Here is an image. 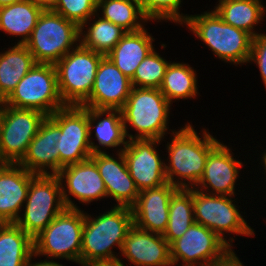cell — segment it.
I'll return each mask as SVG.
<instances>
[{
  "label": "cell",
  "instance_id": "obj_1",
  "mask_svg": "<svg viewBox=\"0 0 266 266\" xmlns=\"http://www.w3.org/2000/svg\"><path fill=\"white\" fill-rule=\"evenodd\" d=\"M188 122L181 129L172 130L171 142H167L165 162L167 182L177 188H194L203 175L209 152L220 142L206 129L196 132ZM187 181V182H186Z\"/></svg>",
  "mask_w": 266,
  "mask_h": 266
},
{
  "label": "cell",
  "instance_id": "obj_2",
  "mask_svg": "<svg viewBox=\"0 0 266 266\" xmlns=\"http://www.w3.org/2000/svg\"><path fill=\"white\" fill-rule=\"evenodd\" d=\"M134 225L132 208L115 206L96 218L84 211L80 264L114 260V247L121 253L123 242Z\"/></svg>",
  "mask_w": 266,
  "mask_h": 266
},
{
  "label": "cell",
  "instance_id": "obj_3",
  "mask_svg": "<svg viewBox=\"0 0 266 266\" xmlns=\"http://www.w3.org/2000/svg\"><path fill=\"white\" fill-rule=\"evenodd\" d=\"M216 57L235 65L247 64L253 37L244 30L225 23L215 10L189 15L183 23Z\"/></svg>",
  "mask_w": 266,
  "mask_h": 266
},
{
  "label": "cell",
  "instance_id": "obj_4",
  "mask_svg": "<svg viewBox=\"0 0 266 266\" xmlns=\"http://www.w3.org/2000/svg\"><path fill=\"white\" fill-rule=\"evenodd\" d=\"M172 104L158 88L132 87L131 93L121 109L127 140H163L169 129ZM136 134H129L128 128ZM168 126V127H167Z\"/></svg>",
  "mask_w": 266,
  "mask_h": 266
},
{
  "label": "cell",
  "instance_id": "obj_5",
  "mask_svg": "<svg viewBox=\"0 0 266 266\" xmlns=\"http://www.w3.org/2000/svg\"><path fill=\"white\" fill-rule=\"evenodd\" d=\"M79 31L74 22L45 8L25 46L36 63L55 65L80 43Z\"/></svg>",
  "mask_w": 266,
  "mask_h": 266
},
{
  "label": "cell",
  "instance_id": "obj_6",
  "mask_svg": "<svg viewBox=\"0 0 266 266\" xmlns=\"http://www.w3.org/2000/svg\"><path fill=\"white\" fill-rule=\"evenodd\" d=\"M84 211L65 208L33 239L34 258L66 259L80 264Z\"/></svg>",
  "mask_w": 266,
  "mask_h": 266
},
{
  "label": "cell",
  "instance_id": "obj_7",
  "mask_svg": "<svg viewBox=\"0 0 266 266\" xmlns=\"http://www.w3.org/2000/svg\"><path fill=\"white\" fill-rule=\"evenodd\" d=\"M65 208L57 175L35 174L22 209L24 213L15 223L34 239Z\"/></svg>",
  "mask_w": 266,
  "mask_h": 266
},
{
  "label": "cell",
  "instance_id": "obj_8",
  "mask_svg": "<svg viewBox=\"0 0 266 266\" xmlns=\"http://www.w3.org/2000/svg\"><path fill=\"white\" fill-rule=\"evenodd\" d=\"M103 57L79 43L55 64L58 90L65 105L81 106L89 98Z\"/></svg>",
  "mask_w": 266,
  "mask_h": 266
},
{
  "label": "cell",
  "instance_id": "obj_9",
  "mask_svg": "<svg viewBox=\"0 0 266 266\" xmlns=\"http://www.w3.org/2000/svg\"><path fill=\"white\" fill-rule=\"evenodd\" d=\"M3 103L37 110L46 116L66 106L59 94L55 65L36 63Z\"/></svg>",
  "mask_w": 266,
  "mask_h": 266
},
{
  "label": "cell",
  "instance_id": "obj_10",
  "mask_svg": "<svg viewBox=\"0 0 266 266\" xmlns=\"http://www.w3.org/2000/svg\"><path fill=\"white\" fill-rule=\"evenodd\" d=\"M195 223L201 224L216 233L233 248V237L226 238L225 233L241 236L255 235L240 213L239 207L233 203V196L211 195L192 188ZM228 239V240H227Z\"/></svg>",
  "mask_w": 266,
  "mask_h": 266
},
{
  "label": "cell",
  "instance_id": "obj_11",
  "mask_svg": "<svg viewBox=\"0 0 266 266\" xmlns=\"http://www.w3.org/2000/svg\"><path fill=\"white\" fill-rule=\"evenodd\" d=\"M47 116L37 110L15 108L1 102L0 164L19 163Z\"/></svg>",
  "mask_w": 266,
  "mask_h": 266
},
{
  "label": "cell",
  "instance_id": "obj_12",
  "mask_svg": "<svg viewBox=\"0 0 266 266\" xmlns=\"http://www.w3.org/2000/svg\"><path fill=\"white\" fill-rule=\"evenodd\" d=\"M57 124L56 147L60 154V170L92 156L89 140L88 108L66 105L49 116Z\"/></svg>",
  "mask_w": 266,
  "mask_h": 266
},
{
  "label": "cell",
  "instance_id": "obj_13",
  "mask_svg": "<svg viewBox=\"0 0 266 266\" xmlns=\"http://www.w3.org/2000/svg\"><path fill=\"white\" fill-rule=\"evenodd\" d=\"M230 246L207 227L194 223L178 239L170 244L173 266H210ZM180 263V264H178Z\"/></svg>",
  "mask_w": 266,
  "mask_h": 266
},
{
  "label": "cell",
  "instance_id": "obj_14",
  "mask_svg": "<svg viewBox=\"0 0 266 266\" xmlns=\"http://www.w3.org/2000/svg\"><path fill=\"white\" fill-rule=\"evenodd\" d=\"M161 142L159 139H132L123 149L128 171L139 191L167 183L165 160L156 149Z\"/></svg>",
  "mask_w": 266,
  "mask_h": 266
},
{
  "label": "cell",
  "instance_id": "obj_15",
  "mask_svg": "<svg viewBox=\"0 0 266 266\" xmlns=\"http://www.w3.org/2000/svg\"><path fill=\"white\" fill-rule=\"evenodd\" d=\"M56 175L61 184L66 208L79 209V206L71 200V195L79 202L85 203L84 205L107 197L103 179L91 158L65 166Z\"/></svg>",
  "mask_w": 266,
  "mask_h": 266
},
{
  "label": "cell",
  "instance_id": "obj_16",
  "mask_svg": "<svg viewBox=\"0 0 266 266\" xmlns=\"http://www.w3.org/2000/svg\"><path fill=\"white\" fill-rule=\"evenodd\" d=\"M233 155L231 148L219 142L209 152L203 175L194 188L203 193L234 198L236 180L240 178L239 170L243 168L244 163Z\"/></svg>",
  "mask_w": 266,
  "mask_h": 266
},
{
  "label": "cell",
  "instance_id": "obj_17",
  "mask_svg": "<svg viewBox=\"0 0 266 266\" xmlns=\"http://www.w3.org/2000/svg\"><path fill=\"white\" fill-rule=\"evenodd\" d=\"M131 79L106 56L98 66L89 98L81 105L85 108L121 110L131 90Z\"/></svg>",
  "mask_w": 266,
  "mask_h": 266
},
{
  "label": "cell",
  "instance_id": "obj_18",
  "mask_svg": "<svg viewBox=\"0 0 266 266\" xmlns=\"http://www.w3.org/2000/svg\"><path fill=\"white\" fill-rule=\"evenodd\" d=\"M116 153L118 158L107 152L92 154L90 158L96 163L103 179L107 197L114 198L115 206L132 208L140 191L130 176L123 151Z\"/></svg>",
  "mask_w": 266,
  "mask_h": 266
},
{
  "label": "cell",
  "instance_id": "obj_19",
  "mask_svg": "<svg viewBox=\"0 0 266 266\" xmlns=\"http://www.w3.org/2000/svg\"><path fill=\"white\" fill-rule=\"evenodd\" d=\"M121 256L135 266H173L170 244L162 234L133 225L124 239Z\"/></svg>",
  "mask_w": 266,
  "mask_h": 266
},
{
  "label": "cell",
  "instance_id": "obj_20",
  "mask_svg": "<svg viewBox=\"0 0 266 266\" xmlns=\"http://www.w3.org/2000/svg\"><path fill=\"white\" fill-rule=\"evenodd\" d=\"M178 188L167 182L140 191L132 207L134 225L140 229L163 234L169 220L170 197Z\"/></svg>",
  "mask_w": 266,
  "mask_h": 266
},
{
  "label": "cell",
  "instance_id": "obj_21",
  "mask_svg": "<svg viewBox=\"0 0 266 266\" xmlns=\"http://www.w3.org/2000/svg\"><path fill=\"white\" fill-rule=\"evenodd\" d=\"M34 175L19 163L0 164V221L2 223L17 221Z\"/></svg>",
  "mask_w": 266,
  "mask_h": 266
},
{
  "label": "cell",
  "instance_id": "obj_22",
  "mask_svg": "<svg viewBox=\"0 0 266 266\" xmlns=\"http://www.w3.org/2000/svg\"><path fill=\"white\" fill-rule=\"evenodd\" d=\"M57 142V124L47 116L19 164L34 174L56 175L60 171V154L55 146Z\"/></svg>",
  "mask_w": 266,
  "mask_h": 266
},
{
  "label": "cell",
  "instance_id": "obj_23",
  "mask_svg": "<svg viewBox=\"0 0 266 266\" xmlns=\"http://www.w3.org/2000/svg\"><path fill=\"white\" fill-rule=\"evenodd\" d=\"M104 116V117H103ZM89 140L92 153H105V147L123 151L127 141L121 110L88 108ZM93 133L98 144L92 141ZM104 148V150H102Z\"/></svg>",
  "mask_w": 266,
  "mask_h": 266
},
{
  "label": "cell",
  "instance_id": "obj_24",
  "mask_svg": "<svg viewBox=\"0 0 266 266\" xmlns=\"http://www.w3.org/2000/svg\"><path fill=\"white\" fill-rule=\"evenodd\" d=\"M154 38L147 29L126 32L115 47L106 55L129 79L142 60L154 49Z\"/></svg>",
  "mask_w": 266,
  "mask_h": 266
},
{
  "label": "cell",
  "instance_id": "obj_25",
  "mask_svg": "<svg viewBox=\"0 0 266 266\" xmlns=\"http://www.w3.org/2000/svg\"><path fill=\"white\" fill-rule=\"evenodd\" d=\"M45 7L33 0H25L0 7V31L19 37L17 44L25 45Z\"/></svg>",
  "mask_w": 266,
  "mask_h": 266
},
{
  "label": "cell",
  "instance_id": "obj_26",
  "mask_svg": "<svg viewBox=\"0 0 266 266\" xmlns=\"http://www.w3.org/2000/svg\"><path fill=\"white\" fill-rule=\"evenodd\" d=\"M36 64L25 45L16 44L0 52V102H4L21 79Z\"/></svg>",
  "mask_w": 266,
  "mask_h": 266
},
{
  "label": "cell",
  "instance_id": "obj_27",
  "mask_svg": "<svg viewBox=\"0 0 266 266\" xmlns=\"http://www.w3.org/2000/svg\"><path fill=\"white\" fill-rule=\"evenodd\" d=\"M262 0H219L214 6L221 19L235 28L249 33L253 38L259 33L255 28L265 16Z\"/></svg>",
  "mask_w": 266,
  "mask_h": 266
},
{
  "label": "cell",
  "instance_id": "obj_28",
  "mask_svg": "<svg viewBox=\"0 0 266 266\" xmlns=\"http://www.w3.org/2000/svg\"><path fill=\"white\" fill-rule=\"evenodd\" d=\"M33 253V239L16 223L1 224L0 266H28Z\"/></svg>",
  "mask_w": 266,
  "mask_h": 266
},
{
  "label": "cell",
  "instance_id": "obj_29",
  "mask_svg": "<svg viewBox=\"0 0 266 266\" xmlns=\"http://www.w3.org/2000/svg\"><path fill=\"white\" fill-rule=\"evenodd\" d=\"M98 13L91 16L79 28L80 44L87 49H92L96 53L106 56L121 40L126 31L120 26L101 18ZM91 20L93 21L92 23Z\"/></svg>",
  "mask_w": 266,
  "mask_h": 266
},
{
  "label": "cell",
  "instance_id": "obj_30",
  "mask_svg": "<svg viewBox=\"0 0 266 266\" xmlns=\"http://www.w3.org/2000/svg\"><path fill=\"white\" fill-rule=\"evenodd\" d=\"M197 79L194 67L183 62H170L159 89L171 104L173 100L194 99L199 94Z\"/></svg>",
  "mask_w": 266,
  "mask_h": 266
},
{
  "label": "cell",
  "instance_id": "obj_31",
  "mask_svg": "<svg viewBox=\"0 0 266 266\" xmlns=\"http://www.w3.org/2000/svg\"><path fill=\"white\" fill-rule=\"evenodd\" d=\"M194 223L192 188H178L170 197L169 220L162 235L171 244Z\"/></svg>",
  "mask_w": 266,
  "mask_h": 266
},
{
  "label": "cell",
  "instance_id": "obj_32",
  "mask_svg": "<svg viewBox=\"0 0 266 266\" xmlns=\"http://www.w3.org/2000/svg\"><path fill=\"white\" fill-rule=\"evenodd\" d=\"M98 11L101 18L120 26L126 32L141 30L148 23L137 0H97Z\"/></svg>",
  "mask_w": 266,
  "mask_h": 266
},
{
  "label": "cell",
  "instance_id": "obj_33",
  "mask_svg": "<svg viewBox=\"0 0 266 266\" xmlns=\"http://www.w3.org/2000/svg\"><path fill=\"white\" fill-rule=\"evenodd\" d=\"M170 62L161 57L154 48L137 67L131 79L132 86L159 89Z\"/></svg>",
  "mask_w": 266,
  "mask_h": 266
},
{
  "label": "cell",
  "instance_id": "obj_34",
  "mask_svg": "<svg viewBox=\"0 0 266 266\" xmlns=\"http://www.w3.org/2000/svg\"><path fill=\"white\" fill-rule=\"evenodd\" d=\"M148 21H171L182 25L189 15L180 14L182 0H137Z\"/></svg>",
  "mask_w": 266,
  "mask_h": 266
},
{
  "label": "cell",
  "instance_id": "obj_35",
  "mask_svg": "<svg viewBox=\"0 0 266 266\" xmlns=\"http://www.w3.org/2000/svg\"><path fill=\"white\" fill-rule=\"evenodd\" d=\"M49 9L74 22L80 28L97 13V0H55Z\"/></svg>",
  "mask_w": 266,
  "mask_h": 266
},
{
  "label": "cell",
  "instance_id": "obj_36",
  "mask_svg": "<svg viewBox=\"0 0 266 266\" xmlns=\"http://www.w3.org/2000/svg\"><path fill=\"white\" fill-rule=\"evenodd\" d=\"M255 63L266 88V34L259 33L252 39L251 55L248 63Z\"/></svg>",
  "mask_w": 266,
  "mask_h": 266
},
{
  "label": "cell",
  "instance_id": "obj_37",
  "mask_svg": "<svg viewBox=\"0 0 266 266\" xmlns=\"http://www.w3.org/2000/svg\"><path fill=\"white\" fill-rule=\"evenodd\" d=\"M230 247L221 257L214 261L210 266H244L238 256Z\"/></svg>",
  "mask_w": 266,
  "mask_h": 266
},
{
  "label": "cell",
  "instance_id": "obj_38",
  "mask_svg": "<svg viewBox=\"0 0 266 266\" xmlns=\"http://www.w3.org/2000/svg\"><path fill=\"white\" fill-rule=\"evenodd\" d=\"M121 258L114 260H104V261H92L84 264H80V266H125V262H122Z\"/></svg>",
  "mask_w": 266,
  "mask_h": 266
},
{
  "label": "cell",
  "instance_id": "obj_39",
  "mask_svg": "<svg viewBox=\"0 0 266 266\" xmlns=\"http://www.w3.org/2000/svg\"><path fill=\"white\" fill-rule=\"evenodd\" d=\"M32 258L33 257L31 256L29 263H28V266H64L63 264H60V263H58L54 260H51V259L47 260V258H46V259H44V261L41 260V261L37 262L35 260H32ZM32 261H35V262H32Z\"/></svg>",
  "mask_w": 266,
  "mask_h": 266
},
{
  "label": "cell",
  "instance_id": "obj_40",
  "mask_svg": "<svg viewBox=\"0 0 266 266\" xmlns=\"http://www.w3.org/2000/svg\"><path fill=\"white\" fill-rule=\"evenodd\" d=\"M36 3L43 5L45 8H49L55 0H33Z\"/></svg>",
  "mask_w": 266,
  "mask_h": 266
},
{
  "label": "cell",
  "instance_id": "obj_41",
  "mask_svg": "<svg viewBox=\"0 0 266 266\" xmlns=\"http://www.w3.org/2000/svg\"><path fill=\"white\" fill-rule=\"evenodd\" d=\"M25 0H0V7L11 5L13 3L22 2Z\"/></svg>",
  "mask_w": 266,
  "mask_h": 266
},
{
  "label": "cell",
  "instance_id": "obj_42",
  "mask_svg": "<svg viewBox=\"0 0 266 266\" xmlns=\"http://www.w3.org/2000/svg\"><path fill=\"white\" fill-rule=\"evenodd\" d=\"M266 151V150H265ZM263 152L262 153V157H260L261 158V164L260 165H262V167H264V172L266 173V152Z\"/></svg>",
  "mask_w": 266,
  "mask_h": 266
},
{
  "label": "cell",
  "instance_id": "obj_43",
  "mask_svg": "<svg viewBox=\"0 0 266 266\" xmlns=\"http://www.w3.org/2000/svg\"><path fill=\"white\" fill-rule=\"evenodd\" d=\"M0 128H1V102H0Z\"/></svg>",
  "mask_w": 266,
  "mask_h": 266
}]
</instances>
